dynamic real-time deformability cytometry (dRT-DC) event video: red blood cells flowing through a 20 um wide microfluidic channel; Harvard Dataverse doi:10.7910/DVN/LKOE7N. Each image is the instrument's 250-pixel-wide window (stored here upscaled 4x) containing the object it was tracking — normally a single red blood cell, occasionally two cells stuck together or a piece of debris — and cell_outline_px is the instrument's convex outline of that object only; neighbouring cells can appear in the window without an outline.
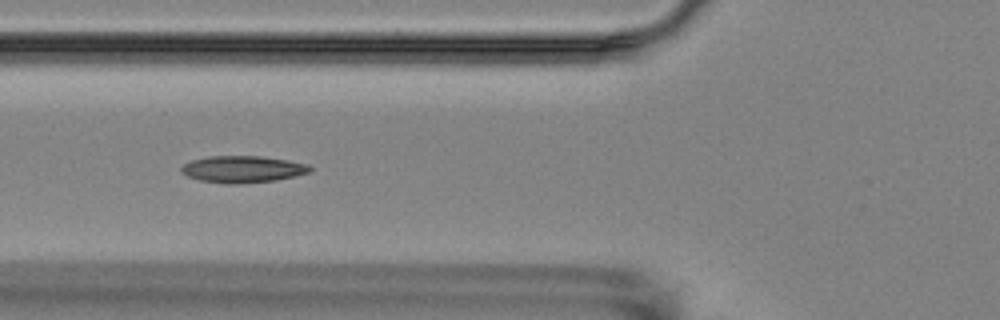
{"species": "Egyptian fruit bat (a non-hibernating species)", "species_latin": "Rousettus aegyptiacus", "temperature_condition": "room temperature", "stored_images_in_passage": 6, "camera_frame_rate_fps": 3000, "um_per_image_px": 0.085, "animal": {"sex": "female"}, "frame": {"image": 1, "passage_image": 5, "time_ms": 4.667, "image_size_px": [1000, 320], "cell_outline_px": [[312, 172], [296, 176], [276, 180], [236, 184], [224, 184], [200, 180], [188, 176], [180, 172], [180, 168], [184, 164], [192, 160], [208, 156], [260, 156], [288, 160], [308, 164], [312, 168]], "centroid_in_image_um": [20.64, 14.38], "position_along_channel_um": 105.2, "area_um2": 20.23}}
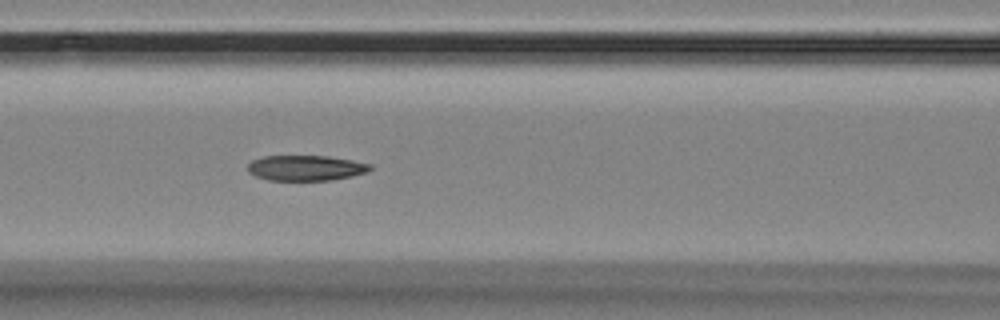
{"frame": {"image": 2, "passage_image": 6, "time_ms": 5.667, "image_size_px": [1000, 320], "cell_outline_px": [[372, 168], [368, 172], [352, 176], [332, 180], [268, 180], [256, 176], [248, 172], [248, 164], [252, 160], [264, 156], [328, 156], [352, 160], [372, 164]], "centroid_in_image_um": [26.01, 14.27], "position_along_channel_um": 140.6, "area_um2": 18.15}}